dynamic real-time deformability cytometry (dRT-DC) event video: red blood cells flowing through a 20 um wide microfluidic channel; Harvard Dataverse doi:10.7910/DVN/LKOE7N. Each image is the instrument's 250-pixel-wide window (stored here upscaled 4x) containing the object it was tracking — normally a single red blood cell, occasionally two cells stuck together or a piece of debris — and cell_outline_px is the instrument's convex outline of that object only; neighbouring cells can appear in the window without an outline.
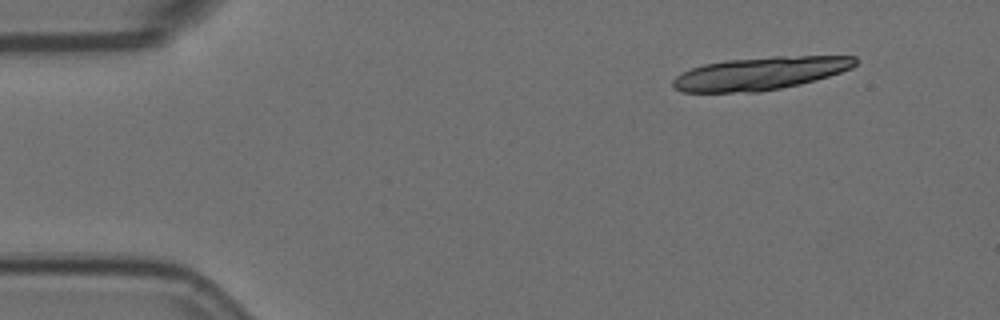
{"species": "Egyptian fruit bat (a non-hibernating species)", "species_latin": "Rousettus aegyptiacus", "temperature_condition": "room temperature", "stored_images_in_passage": 5, "camera_frame_rate_fps": 3000, "um_per_image_px": 0.085, "animal": {"sex": "female"}, "frame": {"image": 1, "passage_image": 1, "time_ms": 0.0, "image_size_px": [1000, 320], "cell_outline_px": [[856, 64], [852, 68], [816, 80], [800, 84], [780, 88], [756, 92], [684, 92], [672, 88], [672, 80], [676, 76], [692, 68], [704, 64], [724, 60], [772, 56], [856, 56]], "centroid_in_image_um": [64.59, 6.24], "position_along_channel_um": 20.4, "area_um2": 34.97}}